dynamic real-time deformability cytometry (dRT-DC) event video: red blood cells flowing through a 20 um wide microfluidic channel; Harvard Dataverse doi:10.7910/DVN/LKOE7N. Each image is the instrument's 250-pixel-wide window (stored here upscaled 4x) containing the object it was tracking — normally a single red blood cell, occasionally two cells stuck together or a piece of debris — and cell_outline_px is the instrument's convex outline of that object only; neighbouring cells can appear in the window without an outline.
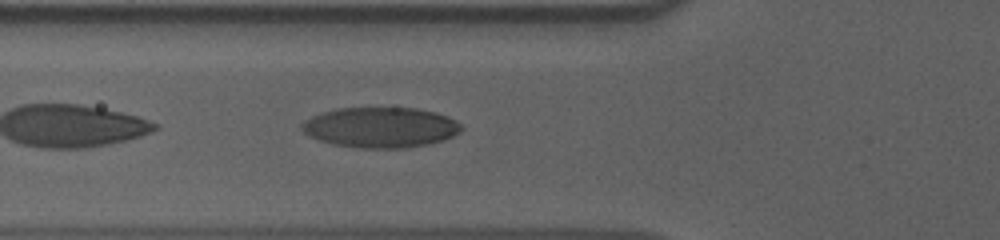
{"species": "human", "species_latin": "Homo sapiens", "temperature_condition": "cold", "stored_images_in_passage": 37, "camera_frame_rate_fps": 3000, "um_per_image_px": 0.085, "donor": {"sex": "male"}, "frame": {"image": 1, "passage_image": 4, "time_ms": 1.0, "image_size_px": [1000, 240], "cell_outline_px": [[464, 128], [460, 132], [444, 140], [428, 144], [404, 148], [360, 148], [332, 144], [308, 136], [300, 128], [300, 124], [304, 120], [312, 116], [324, 112], [340, 108], [416, 108], [436, 112], [448, 116], [456, 120]], "centroid_in_image_um": [32.36, 10.83], "position_along_channel_um": 93.4, "area_um2": 37.69}}
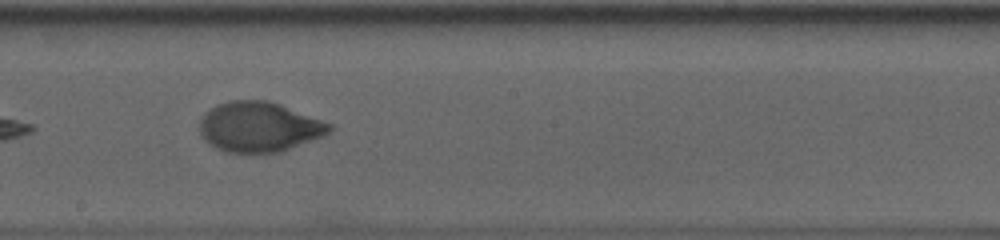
{"frame": {"image": 2, "passage_image": 15, "time_ms": 4.667, "image_size_px": [1000, 240], "cell_outline_px": [[332, 132], [324, 136], [280, 152], [228, 152], [216, 148], [208, 144], [200, 136], [200, 116], [208, 108], [216, 104], [228, 100], [268, 100], [280, 104], [332, 124]], "centroid_in_image_um": [21.99, 10.77], "position_along_channel_um": 226.2, "area_um2": 38.15}}
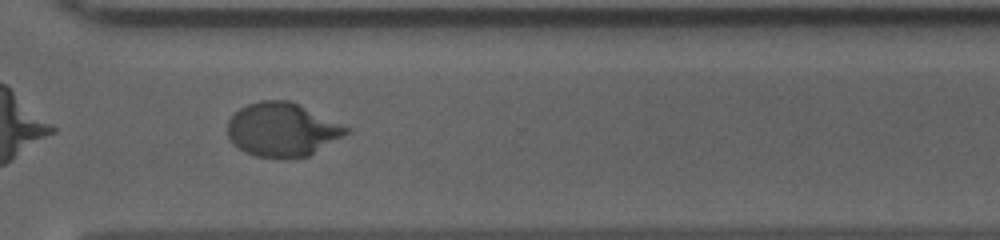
{"frame": {"image": 3, "passage_image": 25, "time_ms": 8.0, "image_size_px": [1000, 240], "cell_outline_px": [[348, 132], [344, 136], [308, 156], [256, 156], [244, 152], [228, 136], [228, 120], [240, 108], [248, 104], [260, 100], [288, 100], [348, 128]], "centroid_in_image_um": [23.95, 11.0], "position_along_channel_um": 346.7, "area_um2": 35.95}, "authors_computed_cell_mechanics": {"area_um2": 37.57, "velocity_mm_per_s": 3.6143, "shape_relaxation_time_tau1_ms": 4.4368, "shape_relaxation_time_tau2_ms": 0.9645, "deformation_change_tau1": 0.1985, "deformation_change_tau2": 0.04}}